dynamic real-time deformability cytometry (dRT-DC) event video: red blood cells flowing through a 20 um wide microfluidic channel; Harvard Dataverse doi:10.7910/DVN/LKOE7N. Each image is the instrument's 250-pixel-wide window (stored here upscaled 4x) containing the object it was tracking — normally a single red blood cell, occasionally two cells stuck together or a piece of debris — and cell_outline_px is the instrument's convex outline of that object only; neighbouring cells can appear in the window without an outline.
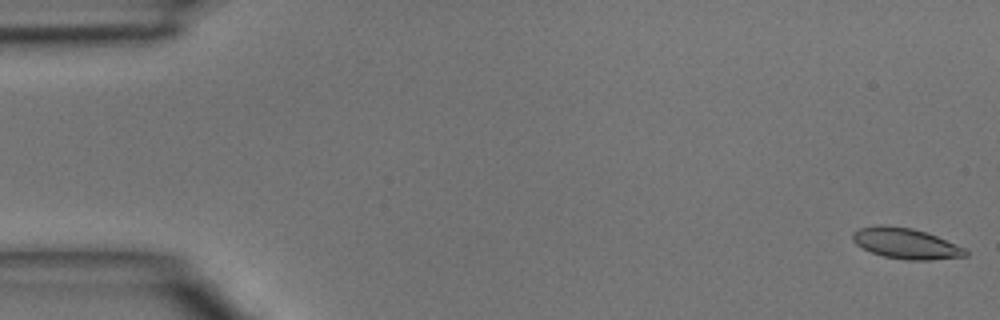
{"species": "common noctule bat (a hibernating species)", "species_latin": "Nyctalus noctula", "temperature_condition": "room temperature", "stored_images_in_passage": 48, "camera_frame_rate_fps": 3000, "um_per_image_px": 0.085, "animal": {"sex": "male", "body_mass_g": 15.6}, "frame": {"image": 1, "passage_image": 1, "time_ms": 0.0, "image_size_px": [1000, 320], "cell_outline_px": [[968, 256], [928, 260], [908, 260], [884, 256], [872, 252], [856, 244], [852, 240], [852, 232], [860, 228], [876, 224], [880, 224], [912, 228], [936, 236], [964, 248], [968, 252]], "centroid_in_image_um": [76.96, 20.68], "position_along_channel_um": 8.0, "area_um2": 20.0}}
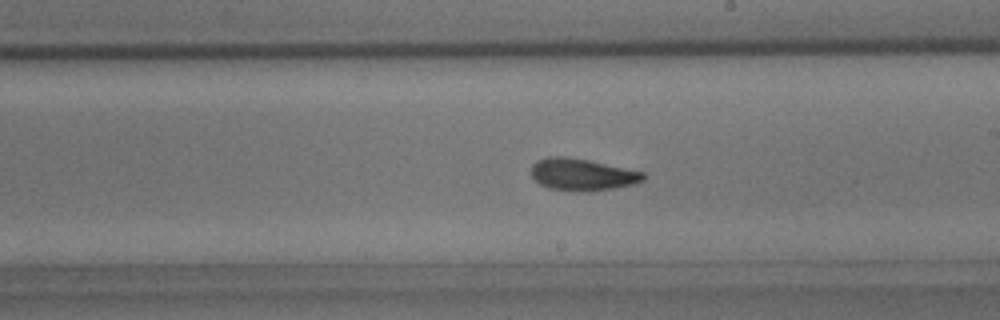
{"frame": {"image": 2, "passage_image": 27, "time_ms": 8.667, "image_size_px": [1000, 320], "cell_outline_px": [[648, 176], [644, 180], [632, 184], [612, 188], [588, 192], [548, 188], [540, 184], [532, 176], [532, 164], [536, 160], [548, 156], [564, 156], [588, 160], [644, 172]], "centroid_in_image_um": [49.48, 14.83], "position_along_channel_um": 239.5, "area_um2": 20.81}}
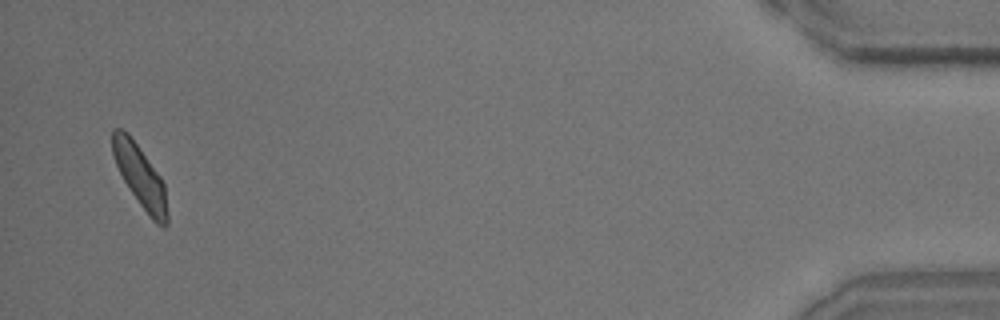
{"frame": {"image": 3, "passage_image": 46, "time_ms": 15.0, "image_size_px": [1000, 320], "cell_outline_px": [[168, 224], [164, 228], [156, 224], [152, 220], [128, 188], [116, 164], [112, 152], [112, 128], [120, 128], [128, 132], [160, 176], [164, 184], [168, 212]], "centroid_in_image_um": [11.92, 15.01], "position_along_channel_um": 423.3, "area_um2": 19.77}}